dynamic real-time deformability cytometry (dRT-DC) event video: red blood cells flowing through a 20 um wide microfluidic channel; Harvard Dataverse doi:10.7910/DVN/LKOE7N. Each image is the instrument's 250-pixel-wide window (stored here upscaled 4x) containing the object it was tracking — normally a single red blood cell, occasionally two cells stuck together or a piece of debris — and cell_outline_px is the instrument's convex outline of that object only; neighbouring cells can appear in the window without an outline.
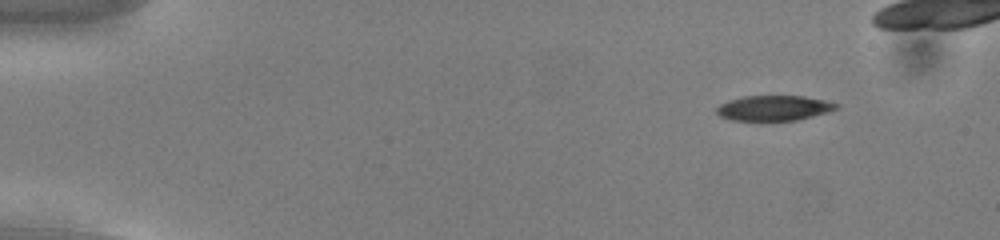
{"species": "common noctule bat (a hibernating species)", "species_latin": "Nyctalus noctula", "temperature_condition": "cold", "stored_images_in_passage": 50, "camera_frame_rate_fps": 3000, "um_per_image_px": 0.085, "animal": {"sex": "male", "body_mass_g": 13.0, "forearm_length_mm": 53.1}, "frame": {"image": 1, "passage_image": 7, "time_ms": 2.0, "image_size_px": [1000, 240], "cell_outline_px": [[840, 108], [828, 112], [796, 120], [732, 120], [720, 116], [716, 112], [716, 108], [720, 104], [728, 100], [744, 96], [804, 96], [824, 100], [840, 104]], "centroid_in_image_um": [65.8, 9.17], "position_along_channel_um": 19.2, "area_um2": 17.51}}
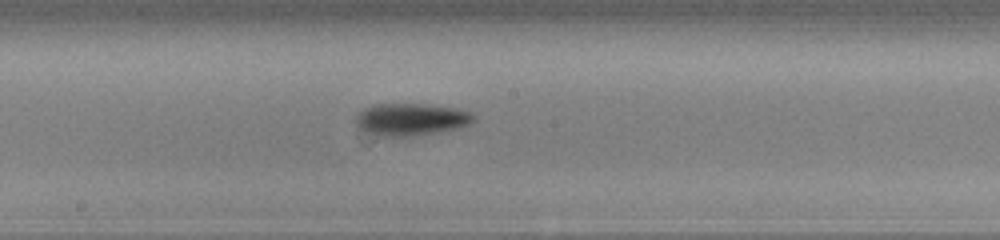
{"frame": {"image": 2, "passage_image": 31, "time_ms": 10.0, "image_size_px": [1000, 240], "cell_outline_px": [[472, 120], [468, 124], [460, 128], [440, 132], [408, 136], [376, 136], [356, 124], [356, 116], [364, 108], [372, 104], [424, 104], [452, 108], [468, 112], [472, 116]], "centroid_in_image_um": [34.89, 10.15], "position_along_channel_um": 213.3, "area_um2": 21.68}}
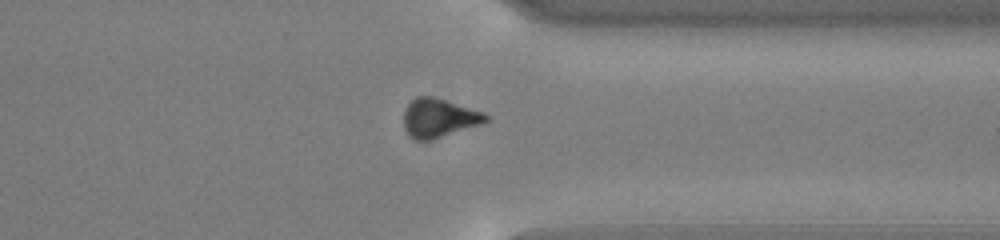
{"frame": {"image": 3, "passage_image": 44, "time_ms": 14.333, "image_size_px": [1000, 240], "cell_outline_px": [[488, 120], [484, 124], [432, 140], [412, 140], [408, 136], [404, 128], [404, 112], [408, 104], [416, 96], [432, 96], [484, 112], [488, 116]], "centroid_in_image_um": [37.31, 10.05], "position_along_channel_um": 374.1, "area_um2": 18.79}}